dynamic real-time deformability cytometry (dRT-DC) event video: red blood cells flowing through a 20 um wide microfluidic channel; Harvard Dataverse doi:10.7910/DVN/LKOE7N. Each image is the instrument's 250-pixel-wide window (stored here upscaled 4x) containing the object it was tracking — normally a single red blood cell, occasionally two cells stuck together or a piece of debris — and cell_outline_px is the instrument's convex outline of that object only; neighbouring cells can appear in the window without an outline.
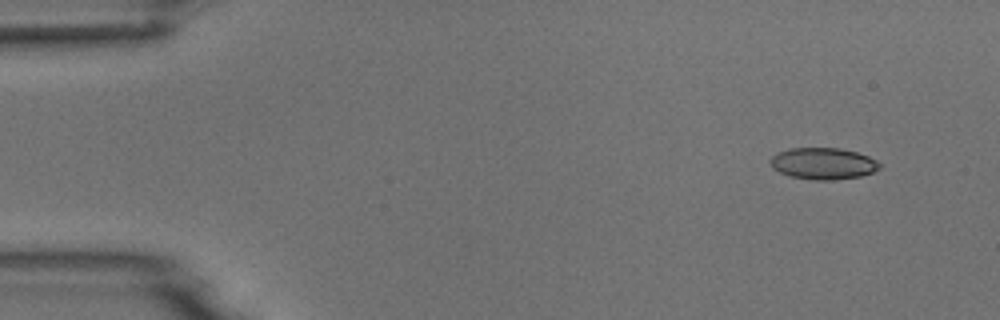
{"species": "common noctule bat (a hibernating species)", "species_latin": "Nyctalus noctula", "temperature_condition": "room temperature", "stored_images_in_passage": 4, "camera_frame_rate_fps": 3000, "um_per_image_px": 0.085, "animal": {"sex": "male", "body_mass_g": 18.8}, "frame": {"image": 1, "passage_image": 1, "time_ms": 0.0, "image_size_px": [1000, 320], "cell_outline_px": [[880, 168], [872, 172], [860, 176], [832, 180], [816, 180], [792, 176], [780, 172], [772, 168], [768, 160], [772, 156], [788, 148], [840, 148], [856, 152], [868, 156], [876, 160], [880, 164]], "centroid_in_image_um": [69.95, 13.89], "position_along_channel_um": 15.0, "area_um2": 20.0}}
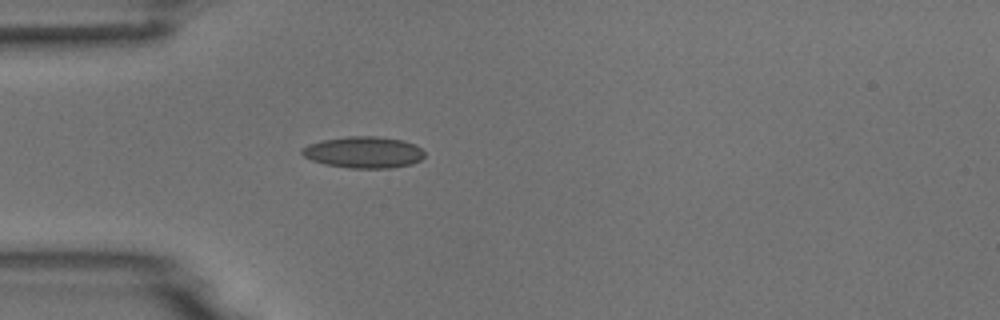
{"frame": {"image": 2, "passage_image": 4, "time_ms": 3.667, "image_size_px": [1000, 320], "cell_outline_px": [[424, 156], [420, 160], [412, 164], [392, 168], [348, 168], [324, 164], [312, 160], [304, 156], [300, 152], [300, 148], [308, 144], [320, 140], [348, 136], [376, 136], [404, 140], [416, 144], [424, 152]], "centroid_in_image_um": [30.9, 12.94], "position_along_channel_um": 54.1, "area_um2": 22.77}}